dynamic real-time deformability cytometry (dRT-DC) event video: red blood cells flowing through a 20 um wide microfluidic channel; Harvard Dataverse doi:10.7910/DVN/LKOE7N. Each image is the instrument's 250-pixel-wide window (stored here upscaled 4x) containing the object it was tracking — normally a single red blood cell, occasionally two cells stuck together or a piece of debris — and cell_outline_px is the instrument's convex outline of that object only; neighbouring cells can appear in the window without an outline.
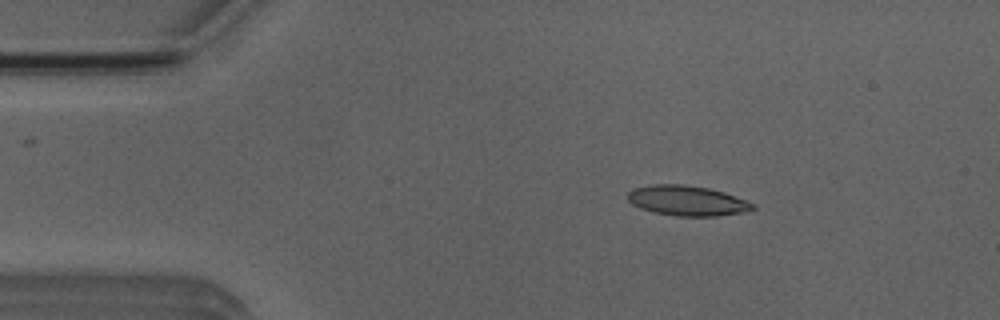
{"species": "Egyptian fruit bat (a non-hibernating species)", "species_latin": "Rousettus aegyptiacus", "temperature_condition": "room temperature", "stored_images_in_passage": 8, "camera_frame_rate_fps": 3000, "um_per_image_px": 0.085, "animal": {"sex": "male"}, "frame": {"image": 1, "passage_image": 3, "time_ms": 2.333, "image_size_px": [1000, 320], "cell_outline_px": [[756, 208], [744, 212], [716, 216], [676, 216], [652, 212], [640, 208], [632, 204], [628, 200], [628, 192], [632, 188], [652, 184], [684, 184], [708, 188], [724, 192], [756, 204]], "centroid_in_image_um": [58.39, 17.05], "position_along_channel_um": 26.6, "area_um2": 22.08}}
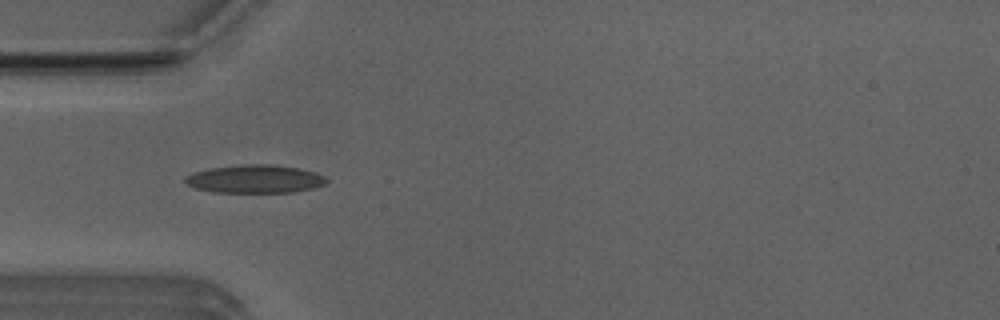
{"frame": {"image": 2, "passage_image": 5, "time_ms": 4.667, "image_size_px": [1000, 320], "cell_outline_px": [[328, 180], [324, 184], [312, 188], [296, 192], [212, 192], [196, 188], [184, 184], [184, 176], [192, 172], [208, 168], [240, 164], [272, 164], [300, 168], [316, 172], [324, 176]], "centroid_in_image_um": [21.63, 15.2], "position_along_channel_um": 63.4, "area_um2": 23.52}}
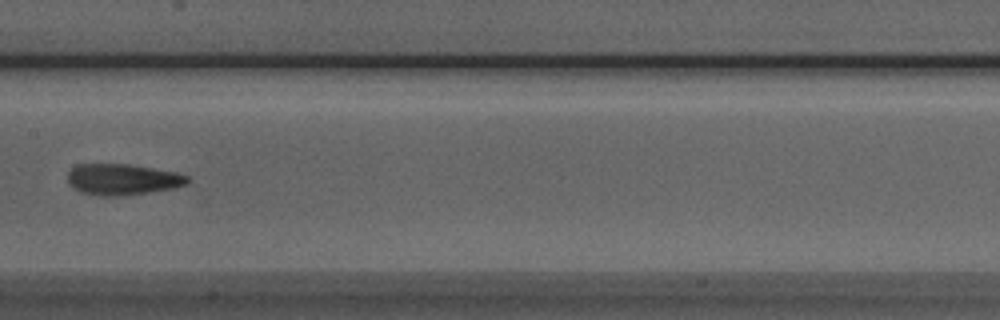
{"frame": {"image": 3, "passage_image": 8, "time_ms": 8.0, "image_size_px": [1000, 320], "cell_outline_px": [[188, 184], [172, 188], [124, 196], [100, 196], [80, 192], [72, 188], [68, 184], [68, 172], [76, 164], [128, 164], [176, 172], [188, 176]], "centroid_in_image_um": [10.37, 15.25], "position_along_channel_um": 197.0, "area_um2": 21.79}}